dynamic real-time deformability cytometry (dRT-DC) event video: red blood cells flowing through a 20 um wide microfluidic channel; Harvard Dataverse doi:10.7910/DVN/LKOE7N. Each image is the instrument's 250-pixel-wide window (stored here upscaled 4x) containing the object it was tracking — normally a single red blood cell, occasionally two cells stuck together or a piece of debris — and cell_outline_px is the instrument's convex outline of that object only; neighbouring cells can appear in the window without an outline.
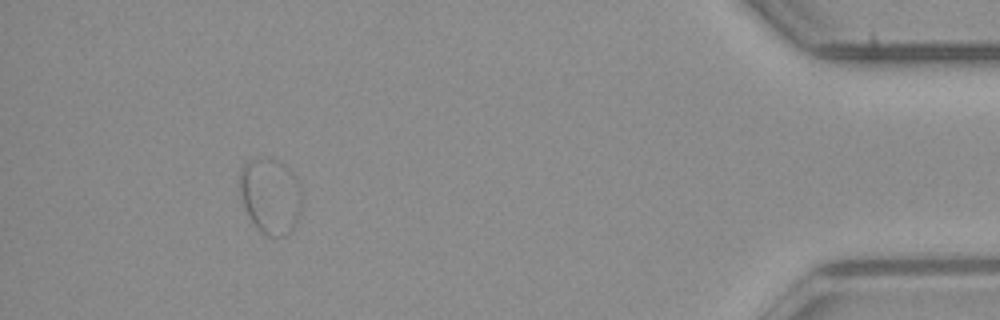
{"species": "common noctule bat (a hibernating species)", "species_latin": "Nyctalus noctula", "temperature_condition": "room temperature", "stored_images_in_passage": 52, "segment_of_instrument_passage": [2, 2], "camera_frame_rate_fps": 3000, "um_per_image_px": 0.085, "animal": {"sex": "male", "body_mass_g": 23.1, "forearm_length_mm": 52.7}, "frame": {"image": 1, "passage_image": 48, "time_ms": 15.667, "image_size_px": [1000, 320], "cell_outline_px": [[304, 196], [300, 212], [296, 224], [284, 236], [268, 236], [260, 232], [256, 228], [244, 204], [240, 192], [240, 172], [244, 164], [248, 160], [256, 156], [276, 160], [284, 164], [296, 176], [300, 184]], "centroid_in_image_um": [23.03, 16.62], "position_along_channel_um": 412.2, "area_um2": 27.74}}